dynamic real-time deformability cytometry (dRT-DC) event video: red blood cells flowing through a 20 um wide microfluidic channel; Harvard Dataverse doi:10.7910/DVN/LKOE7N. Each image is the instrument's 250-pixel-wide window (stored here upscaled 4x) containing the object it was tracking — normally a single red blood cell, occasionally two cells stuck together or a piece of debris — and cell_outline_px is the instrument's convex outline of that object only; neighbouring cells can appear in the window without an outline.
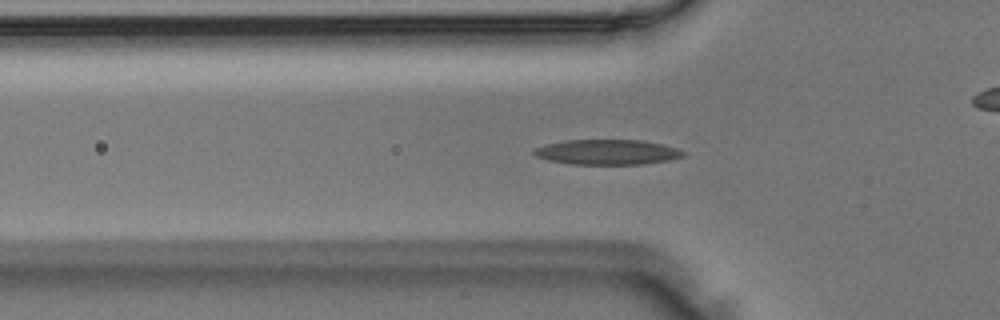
{"species": "Egyptian fruit bat (a non-hibernating species)", "species_latin": "Rousettus aegyptiacus", "temperature_condition": "room temperature", "stored_images_in_passage": 43, "camera_frame_rate_fps": 3000, "um_per_image_px": 0.085, "animal": {"sex": "male"}, "frame": {"image": 1, "passage_image": 15, "time_ms": 4.667, "image_size_px": [1000, 320], "cell_outline_px": [[684, 156], [668, 160], [644, 164], [568, 164], [548, 160], [536, 156], [532, 152], [536, 148], [548, 144], [564, 140], [640, 140], [664, 144], [676, 148], [684, 152]], "centroid_in_image_um": [51.62, 12.93], "position_along_channel_um": 74.2, "area_um2": 21.73}}
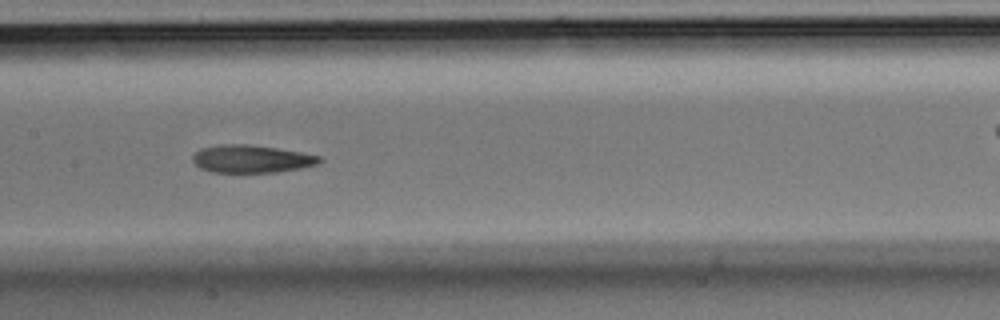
{"frame": {"image": 2, "passage_image": 23, "time_ms": 7.333, "image_size_px": [1000, 320], "cell_outline_px": [[324, 160], [316, 164], [300, 168], [276, 172], [212, 172], [200, 168], [192, 160], [192, 156], [200, 148], [220, 144], [248, 144], [276, 148], [300, 152], [320, 156]], "centroid_in_image_um": [21.35, 13.5], "position_along_channel_um": 186.0, "area_um2": 20.4}}
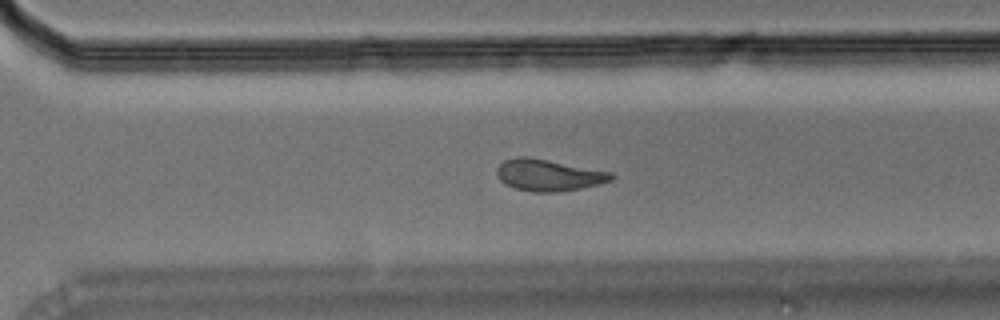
{"frame": {"image": 3, "passage_image": 33, "time_ms": 10.667, "image_size_px": [1000, 320], "cell_outline_px": [[616, 176], [612, 180], [600, 184], [580, 188], [556, 192], [536, 192], [516, 188], [504, 184], [496, 176], [496, 168], [504, 160], [516, 156], [528, 156], [612, 172]], "centroid_in_image_um": [46.61, 14.87], "position_along_channel_um": 324.0, "area_um2": 21.21}}